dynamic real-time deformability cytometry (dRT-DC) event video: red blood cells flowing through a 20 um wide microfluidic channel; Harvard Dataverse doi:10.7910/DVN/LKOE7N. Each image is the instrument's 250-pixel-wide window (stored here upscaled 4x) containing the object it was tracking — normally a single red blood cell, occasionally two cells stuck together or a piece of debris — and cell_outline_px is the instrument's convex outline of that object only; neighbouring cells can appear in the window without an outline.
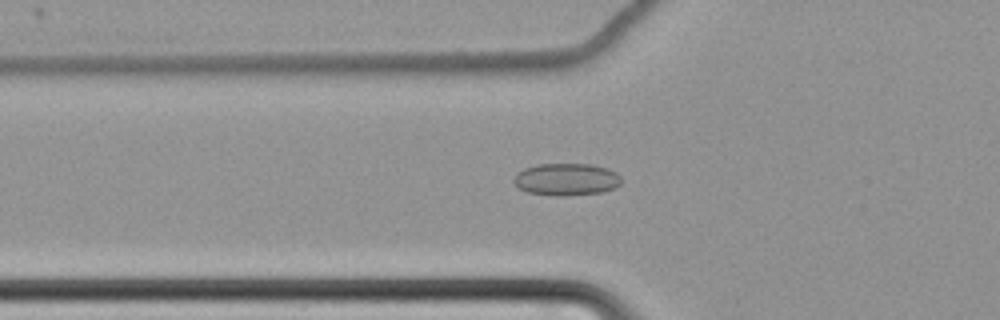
{"species": "common noctule bat (a hibernating species)", "species_latin": "Nyctalus noctula", "temperature_condition": "cold", "stored_images_in_passage": 63, "camera_frame_rate_fps": 3000, "um_per_image_px": 0.085, "animal": {"sex": "female", "body_mass_g": 22.7, "forearm_length_mm": 54.2}, "frame": {"image": 1, "passage_image": 26, "time_ms": 8.333, "image_size_px": [1000, 320], "cell_outline_px": [[620, 184], [616, 188], [604, 192], [564, 196], [556, 196], [528, 192], [520, 188], [512, 180], [516, 172], [524, 168], [536, 164], [592, 164], [608, 168], [616, 172], [620, 176]], "centroid_in_image_um": [48.15, 15.24], "position_along_channel_um": 77.6, "area_um2": 20.4}}
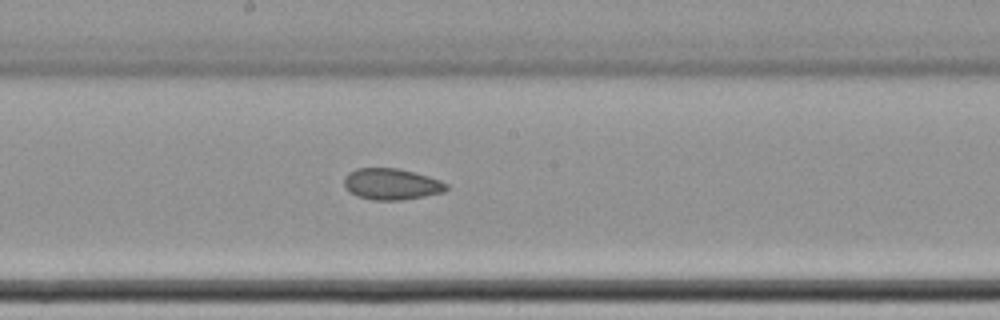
{"frame": {"image": 2, "passage_image": 38, "time_ms": 12.333, "image_size_px": [1000, 320], "cell_outline_px": [[448, 188], [444, 192], [424, 196], [400, 200], [372, 200], [356, 196], [348, 192], [344, 188], [344, 176], [348, 172], [356, 168], [400, 168], [428, 176], [440, 180], [448, 184]], "centroid_in_image_um": [33.24, 15.64], "position_along_channel_um": 215.0, "area_um2": 18.9}}
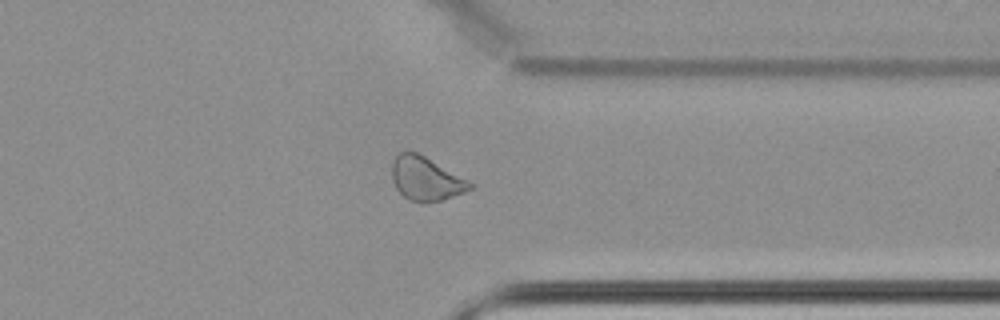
{"frame": {"image": 3, "passage_image": 52, "time_ms": 17.0, "image_size_px": [1000, 320], "cell_outline_px": [[472, 188], [464, 192], [440, 200], [424, 204], [420, 204], [408, 200], [396, 188], [392, 180], [392, 160], [400, 152], [416, 152], [424, 156], [468, 180], [472, 184]], "centroid_in_image_um": [36.16, 15.21], "position_along_channel_um": 375.2, "area_um2": 19.71}}